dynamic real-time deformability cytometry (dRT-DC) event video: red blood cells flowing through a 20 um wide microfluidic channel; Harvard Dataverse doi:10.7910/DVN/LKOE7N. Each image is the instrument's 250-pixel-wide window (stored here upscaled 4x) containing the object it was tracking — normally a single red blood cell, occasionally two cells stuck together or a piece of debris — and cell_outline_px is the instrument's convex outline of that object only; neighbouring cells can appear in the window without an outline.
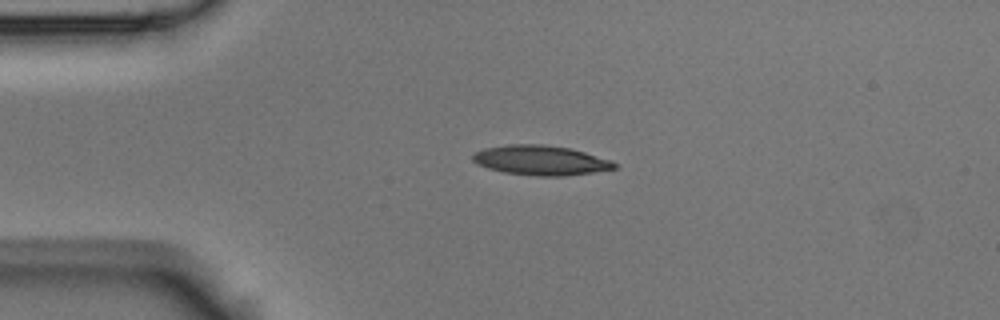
{"species": "Egyptian fruit bat (a non-hibernating species)", "species_latin": "Rousettus aegyptiacus", "temperature_condition": "room temperature", "stored_images_in_passage": 4, "camera_frame_rate_fps": 3000, "um_per_image_px": 0.085, "animal": {"sex": "male"}, "frame": {"image": 1, "passage_image": 3, "time_ms": 0.667, "image_size_px": [1000, 320], "cell_outline_px": [[620, 164], [616, 168], [592, 172], [564, 176], [536, 176], [504, 172], [488, 168], [476, 164], [472, 160], [472, 156], [476, 152], [484, 148], [508, 144], [540, 144], [572, 148], [612, 160]], "centroid_in_image_um": [45.98, 13.62], "position_along_channel_um": 39.0, "area_um2": 24.68}}